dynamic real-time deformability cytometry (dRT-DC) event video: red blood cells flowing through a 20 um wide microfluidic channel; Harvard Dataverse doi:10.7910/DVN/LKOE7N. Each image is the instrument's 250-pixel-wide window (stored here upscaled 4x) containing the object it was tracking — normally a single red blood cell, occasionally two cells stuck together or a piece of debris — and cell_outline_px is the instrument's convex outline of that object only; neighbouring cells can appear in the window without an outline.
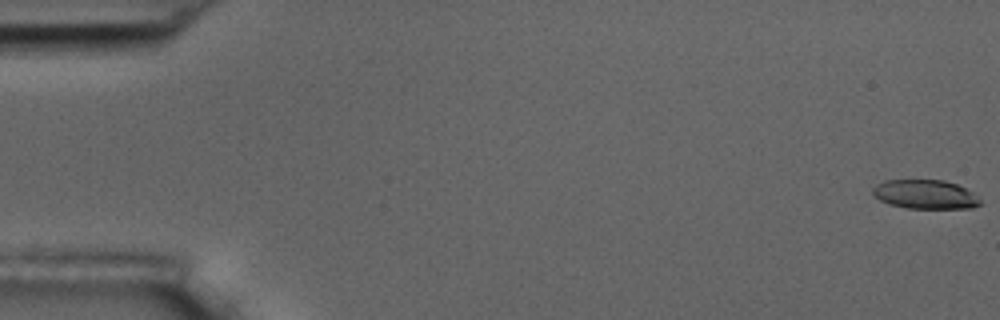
{"species": "common noctule bat (a hibernating species)", "species_latin": "Nyctalus noctula", "temperature_condition": "room temperature", "stored_images_in_passage": 5, "camera_frame_rate_fps": 3000, "um_per_image_px": 0.085, "animal": {"sex": "male", "body_mass_g": 17.5, "forearm_length_mm": 52.3}, "frame": {"image": 1, "passage_image": 1, "time_ms": 0.0, "image_size_px": [1000, 320], "cell_outline_px": [[984, 204], [972, 208], [908, 208], [888, 204], [880, 200], [872, 192], [872, 188], [876, 184], [884, 180], [944, 180], [956, 184], [980, 196]], "centroid_in_image_um": [78.69, 16.52], "position_along_channel_um": 6.3, "area_um2": 18.38}}
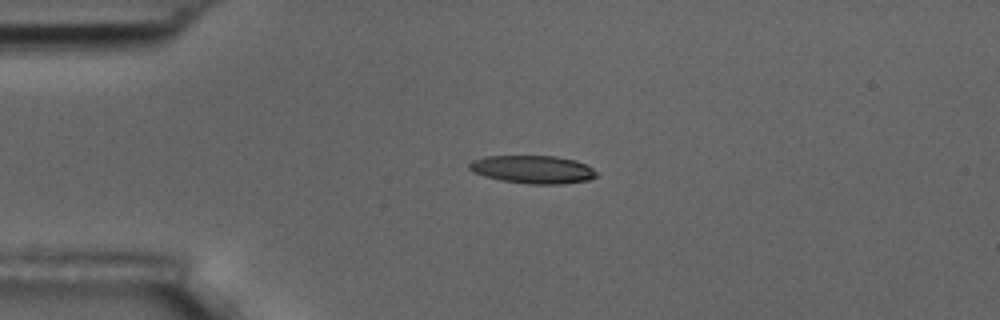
{"frame": {"image": 2, "passage_image": 4, "time_ms": 4.333, "image_size_px": [1000, 320], "cell_outline_px": [[596, 176], [588, 180], [560, 184], [528, 184], [500, 180], [484, 176], [472, 172], [468, 168], [468, 164], [472, 160], [484, 156], [556, 156], [576, 160], [592, 168], [596, 172]], "centroid_in_image_um": [45.24, 14.4], "position_along_channel_um": 39.8, "area_um2": 20.81}}